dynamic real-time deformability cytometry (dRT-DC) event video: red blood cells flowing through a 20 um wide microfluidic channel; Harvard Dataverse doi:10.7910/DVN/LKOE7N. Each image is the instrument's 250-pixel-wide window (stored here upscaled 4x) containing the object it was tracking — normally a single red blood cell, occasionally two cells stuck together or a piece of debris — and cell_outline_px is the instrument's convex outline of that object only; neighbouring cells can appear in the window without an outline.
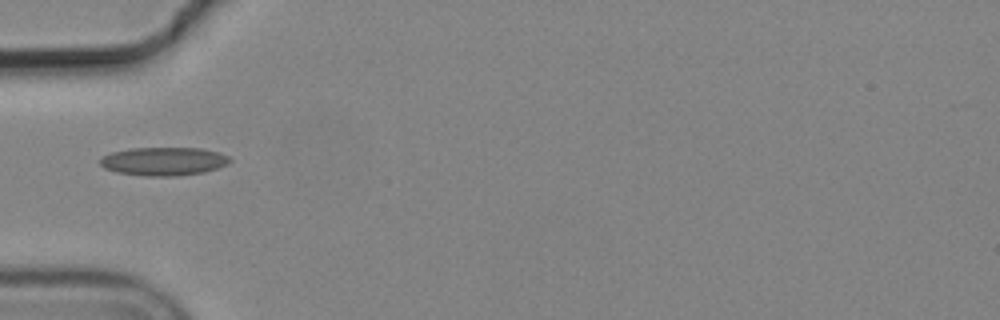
{"species": "common noctule bat (a hibernating species)", "species_latin": "Nyctalus noctula", "temperature_condition": "cold", "stored_images_in_passage": 5, "camera_frame_rate_fps": 3000, "um_per_image_px": 0.085, "animal": {"sex": "male", "body_mass_g": 19.2, "forearm_length_mm": 51.8}, "frame": {"image": 1, "passage_image": 5, "time_ms": 1.333, "image_size_px": [1000, 320], "cell_outline_px": [[232, 160], [228, 164], [204, 172], [176, 176], [144, 176], [116, 172], [104, 168], [100, 164], [100, 156], [112, 152], [132, 148], [200, 148], [220, 152], [228, 156]], "centroid_in_image_um": [13.9, 13.71], "position_along_channel_um": 71.1, "area_um2": 21.56}}